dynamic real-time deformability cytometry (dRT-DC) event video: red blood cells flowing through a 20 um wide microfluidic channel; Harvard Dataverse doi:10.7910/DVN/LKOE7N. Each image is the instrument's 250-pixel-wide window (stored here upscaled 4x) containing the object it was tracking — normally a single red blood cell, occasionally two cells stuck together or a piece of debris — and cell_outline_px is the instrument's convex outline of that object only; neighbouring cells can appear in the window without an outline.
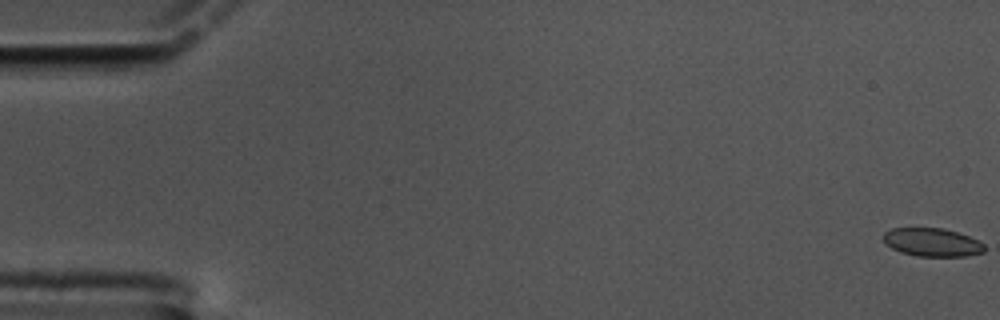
{"species": "common noctule bat (a hibernating species)", "species_latin": "Nyctalus noctula", "temperature_condition": "cold", "stored_images_in_passage": 61, "camera_frame_rate_fps": 3000, "um_per_image_px": 0.085, "animal": {"sex": "male", "body_mass_g": 17.5, "forearm_length_mm": 52.3}, "frame": {"image": 1, "passage_image": 1, "time_ms": 0.0, "image_size_px": [1000, 320], "cell_outline_px": [[984, 252], [964, 256], [916, 256], [900, 252], [892, 248], [880, 236], [884, 232], [892, 228], [944, 228], [968, 236], [984, 244]], "centroid_in_image_um": [79.19, 20.59], "position_along_channel_um": 5.8, "area_um2": 16.59}}
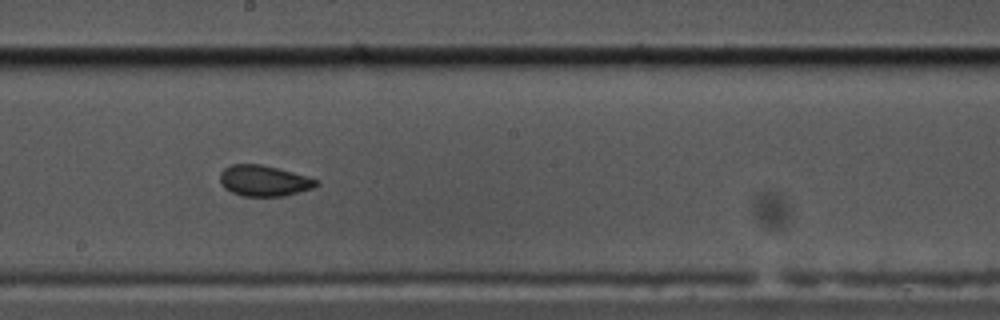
{"frame": {"image": 2, "passage_image": 34, "time_ms": 11.0, "image_size_px": [1000, 320], "cell_outline_px": [[320, 184], [312, 188], [284, 196], [244, 196], [232, 192], [224, 188], [220, 184], [220, 172], [224, 168], [232, 164], [260, 164], [292, 172], [320, 180]], "centroid_in_image_um": [22.42, 15.36], "position_along_channel_um": 225.8, "area_um2": 17.28}}
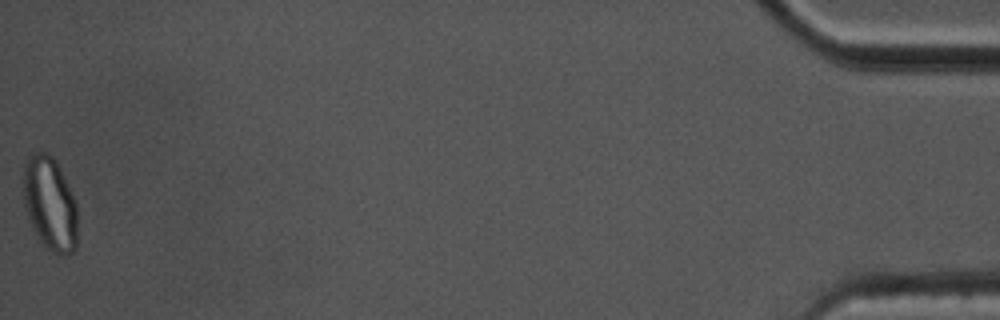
{"frame": {"image": 3, "passage_image": 61, "time_ms": 20.0, "image_size_px": [1000, 320], "cell_outline_px": [[76, 248], [72, 252], [64, 256], [44, 248], [32, 228], [24, 204], [24, 160], [28, 156], [36, 152], [48, 152], [56, 160], [76, 200]], "centroid_in_image_um": [4.24, 17.31], "position_along_channel_um": 431.0, "area_um2": 29.77}, "authors_computed_cell_mechanics": {"area_um2": 17.629, "velocity_mm_per_s": 3.3681, "shape_relaxation_time_tau1_ms": null, "shape_relaxation_time_tau2_ms": 1.678, "deformation_change_tau1": null, "deformation_change_tau2": 0.0466}}